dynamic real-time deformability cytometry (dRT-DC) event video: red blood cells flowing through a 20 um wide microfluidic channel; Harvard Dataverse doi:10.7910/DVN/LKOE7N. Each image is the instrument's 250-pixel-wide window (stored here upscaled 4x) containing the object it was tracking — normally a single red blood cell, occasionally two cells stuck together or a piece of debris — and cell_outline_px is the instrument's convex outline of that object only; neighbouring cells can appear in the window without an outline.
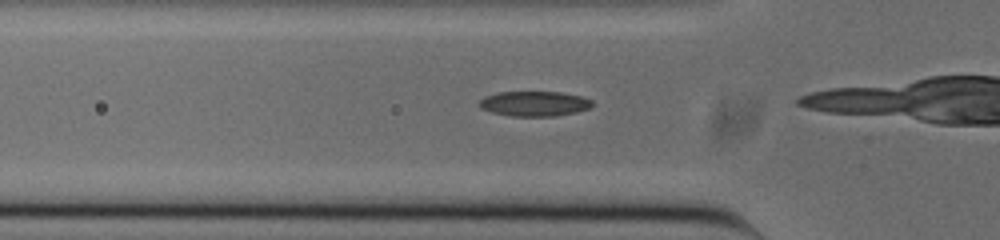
{"species": "common noctule bat (a hibernating species)", "species_latin": "Nyctalus noctula", "temperature_condition": "cold", "stored_images_in_passage": 13, "camera_frame_rate_fps": 3000, "um_per_image_px": 0.085, "animal": {"sex": "male", "body_mass_g": 20.0, "forearm_length_mm": 53.3}, "frame": {"image": 1, "passage_image": 11, "time_ms": 3.333, "image_size_px": [1000, 240], "cell_outline_px": [[592, 104], [588, 108], [576, 112], [556, 116], [512, 116], [492, 112], [480, 108], [480, 100], [484, 96], [496, 92], [560, 92], [580, 96], [592, 100]], "centroid_in_image_um": [45.39, 8.81], "position_along_channel_um": 80.4, "area_um2": 16.36}}